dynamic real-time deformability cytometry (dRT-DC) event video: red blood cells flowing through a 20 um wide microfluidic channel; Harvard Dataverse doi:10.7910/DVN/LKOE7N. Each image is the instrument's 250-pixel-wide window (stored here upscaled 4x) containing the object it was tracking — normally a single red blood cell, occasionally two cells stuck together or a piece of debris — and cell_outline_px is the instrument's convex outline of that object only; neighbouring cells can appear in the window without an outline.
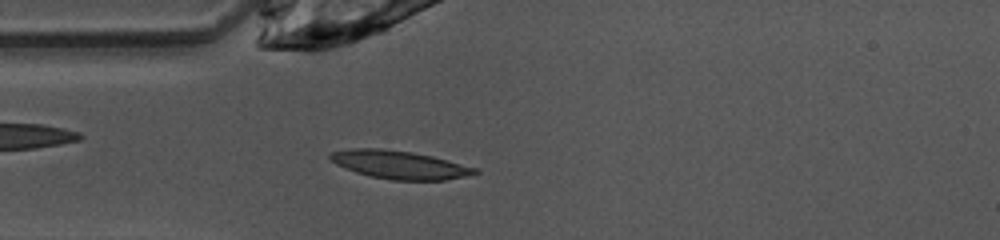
{"species": "common noctule bat (a hibernating species)", "species_latin": "Nyctalus noctula", "temperature_condition": "warm", "stored_images_in_passage": 39, "camera_frame_rate_fps": 3000, "um_per_image_px": 0.085, "animal": {"sex": "female", "body_mass_g": 10.0, "forearm_length_mm": 53.1}, "frame": {"image": 1, "passage_image": 3, "time_ms": 0.667, "image_size_px": [1000, 240], "cell_outline_px": [[480, 172], [464, 176], [444, 180], [392, 180], [372, 176], [356, 172], [336, 164], [328, 156], [332, 152], [352, 148], [380, 148], [412, 152], [432, 156], [476, 168]], "centroid_in_image_um": [33.95, 14.0], "position_along_channel_um": 51.1, "area_um2": 23.41}}
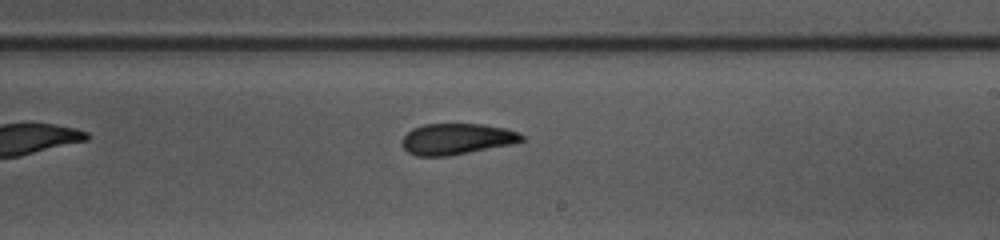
{"frame": {"image": 2, "passage_image": 18, "time_ms": 5.667, "image_size_px": [1000, 240], "cell_outline_px": [[524, 140], [512, 144], [448, 156], [416, 156], [408, 152], [400, 144], [400, 140], [412, 128], [424, 124], [480, 124], [508, 128], [520, 132], [524, 136]], "centroid_in_image_um": [38.82, 11.81], "position_along_channel_um": 250.2, "area_um2": 21.85}}
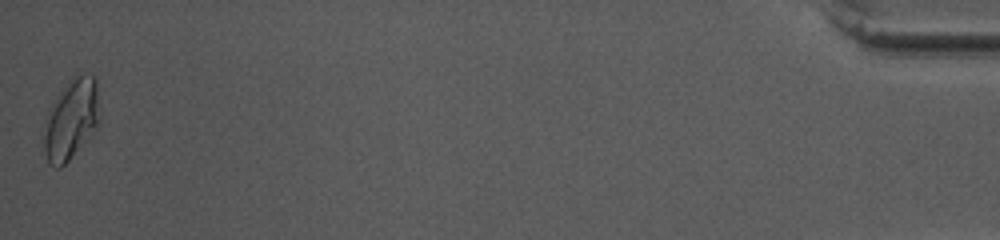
{"frame": {"image": 3, "passage_image": 39, "time_ms": 12.667, "image_size_px": [1000, 240], "cell_outline_px": [[100, 120], [68, 160], [60, 168], [56, 168], [48, 164], [44, 148], [44, 120], [48, 108], [68, 80], [72, 76], [84, 72], [92, 72], [96, 76], [100, 112]], "centroid_in_image_um": [6.04, 10.04], "position_along_channel_um": 429.2, "area_um2": 26.24}, "authors_computed_cell_mechanics": {"area_um2": 21.964, "velocity_mm_per_s": 4.0415, "shape_relaxation_time_tau1_ms": 6.9755, "shape_relaxation_time_tau2_ms": 2.8105, "deformation_change_tau1": 0.2063, "deformation_change_tau2": 0.0904}}